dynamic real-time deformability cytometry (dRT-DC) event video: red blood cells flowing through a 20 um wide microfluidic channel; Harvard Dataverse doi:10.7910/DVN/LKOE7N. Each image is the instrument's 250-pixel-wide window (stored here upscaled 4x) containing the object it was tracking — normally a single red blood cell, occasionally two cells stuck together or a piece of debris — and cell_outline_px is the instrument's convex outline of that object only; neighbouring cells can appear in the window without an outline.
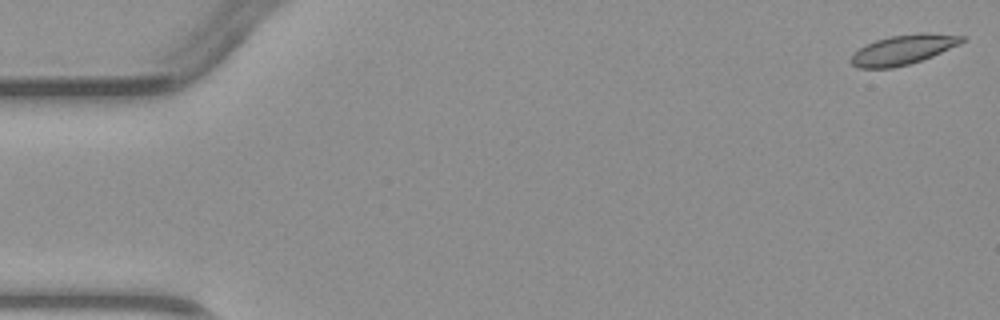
{"species": "common noctule bat (a hibernating species)", "species_latin": "Nyctalus noctula", "temperature_condition": "warm", "stored_images_in_passage": 5, "camera_frame_rate_fps": 3000, "um_per_image_px": 0.085, "animal": {"sex": "male", "body_mass_g": 23.1, "forearm_length_mm": 52.7}, "frame": {"image": 1, "passage_image": 1, "time_ms": 0.0, "image_size_px": [1000, 320], "cell_outline_px": [[968, 40], [960, 44], [932, 56], [908, 64], [892, 68], [856, 68], [848, 60], [852, 52], [876, 40], [892, 36], [920, 32], [928, 32], [968, 36]], "centroid_in_image_um": [76.79, 4.21], "position_along_channel_um": 8.2, "area_um2": 19.42}}
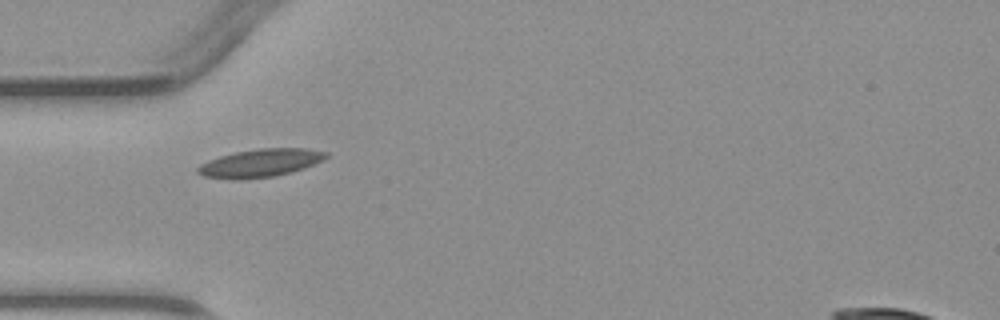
{"frame": {"image": 2, "passage_image": 5, "time_ms": 4.667, "image_size_px": [1000, 320], "cell_outline_px": [[328, 156], [324, 160], [304, 168], [292, 172], [272, 176], [240, 180], [232, 180], [204, 176], [196, 172], [196, 168], [200, 164], [208, 160], [220, 156], [236, 152], [260, 148], [308, 148], [328, 152]], "centroid_in_image_um": [22.13, 13.86], "position_along_channel_um": 62.9, "area_um2": 21.1}}